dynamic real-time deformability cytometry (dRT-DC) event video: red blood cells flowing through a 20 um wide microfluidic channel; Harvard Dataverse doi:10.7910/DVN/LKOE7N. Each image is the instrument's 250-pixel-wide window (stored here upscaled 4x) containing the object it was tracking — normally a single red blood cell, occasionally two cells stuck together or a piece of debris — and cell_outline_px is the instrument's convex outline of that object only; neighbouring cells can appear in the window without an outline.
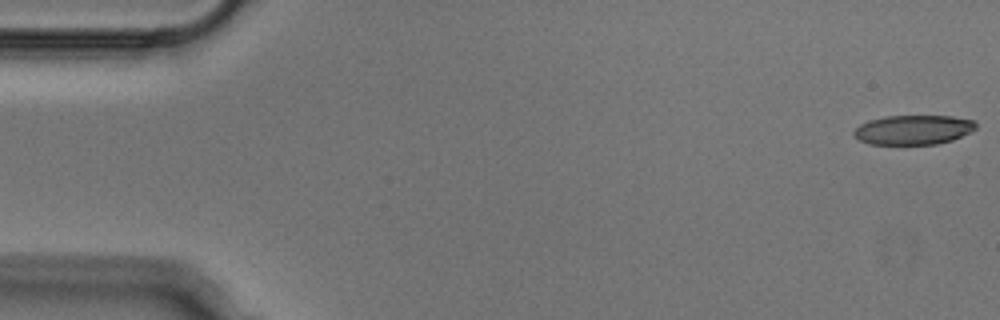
{"species": "Egyptian fruit bat (a non-hibernating species)", "species_latin": "Rousettus aegyptiacus", "temperature_condition": "cold", "stored_images_in_passage": 52, "camera_frame_rate_fps": 3000, "um_per_image_px": 0.085, "animal": {"sex": "male"}, "frame": {"image": 1, "passage_image": 1, "time_ms": 0.0, "image_size_px": [1000, 320], "cell_outline_px": [[976, 128], [952, 140], [936, 144], [868, 144], [860, 140], [852, 132], [860, 124], [868, 120], [884, 116], [952, 116], [976, 120]], "centroid_in_image_um": [77.62, 11.02], "position_along_channel_um": 7.4, "area_um2": 20.92}}
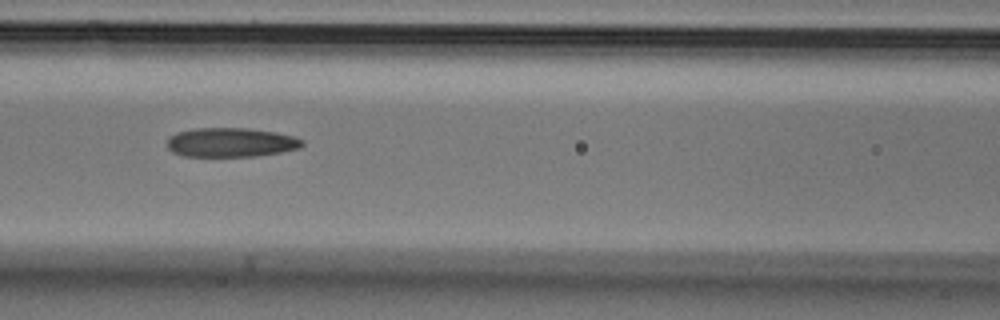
{"frame": {"image": 2, "passage_image": 22, "time_ms": 7.0, "image_size_px": [1000, 320], "cell_outline_px": [[304, 144], [300, 148], [280, 152], [256, 156], [184, 156], [172, 152], [168, 148], [168, 136], [176, 132], [192, 128], [248, 128], [276, 132], [292, 136], [304, 140]], "centroid_in_image_um": [19.61, 12.09], "position_along_channel_um": 147.0, "area_um2": 23.12}}
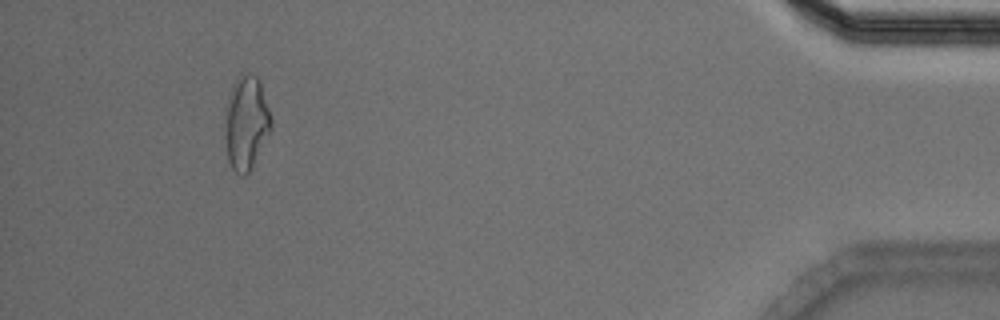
{"frame": {"image": 3, "passage_image": 48, "time_ms": 15.667, "image_size_px": [1000, 320], "cell_outline_px": [[272, 128], [248, 172], [244, 176], [240, 176], [232, 168], [228, 160], [224, 136], [228, 108], [232, 84], [248, 72], [256, 76], [260, 80], [272, 120]], "centroid_in_image_um": [20.94, 10.46], "position_along_channel_um": 414.3, "area_um2": 24.57}}